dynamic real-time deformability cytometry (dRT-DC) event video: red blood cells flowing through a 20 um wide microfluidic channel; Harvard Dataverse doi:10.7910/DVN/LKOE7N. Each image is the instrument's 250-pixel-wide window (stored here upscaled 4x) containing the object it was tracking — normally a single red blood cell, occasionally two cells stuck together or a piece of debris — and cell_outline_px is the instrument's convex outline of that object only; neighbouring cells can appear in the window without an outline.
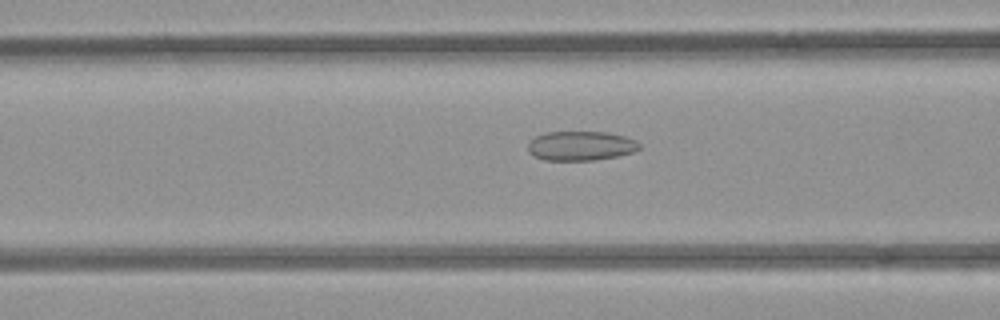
{"species": "common noctule bat (a hibernating species)", "species_latin": "Nyctalus noctula", "temperature_condition": "room temperature", "stored_images_in_passage": 41, "camera_frame_rate_fps": 3000, "um_per_image_px": 0.085, "animal": {"sex": "female", "body_mass_g": 21.9}, "frame": {"image": 1, "passage_image": 9, "time_ms": 2.667, "image_size_px": [1000, 320], "cell_outline_px": [[640, 148], [632, 152], [616, 156], [592, 160], [544, 160], [528, 152], [528, 140], [536, 136], [548, 132], [608, 132], [624, 136], [636, 140], [640, 144]], "centroid_in_image_um": [49.35, 12.39], "position_along_channel_um": 117.3, "area_um2": 19.02}}
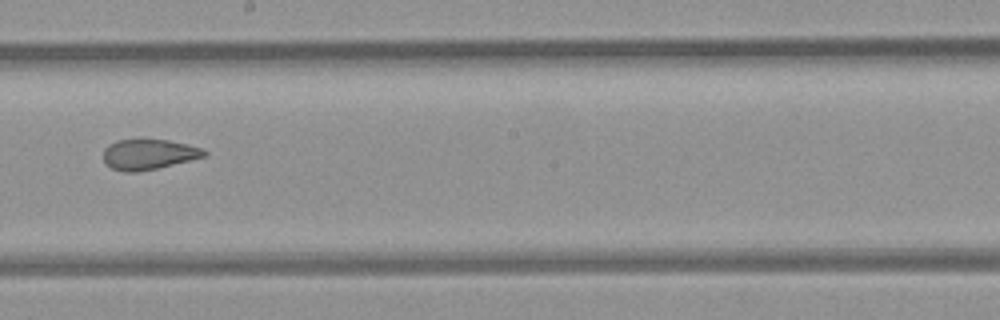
{"frame": {"image": 2, "passage_image": 18, "time_ms": 5.667, "image_size_px": [1000, 320], "cell_outline_px": [[208, 152], [204, 156], [156, 168], [136, 172], [124, 172], [112, 168], [104, 164], [104, 148], [108, 144], [116, 140], [140, 136], [168, 140], [200, 148]], "centroid_in_image_um": [12.53, 13.07], "position_along_channel_um": 235.7, "area_um2": 18.21}}
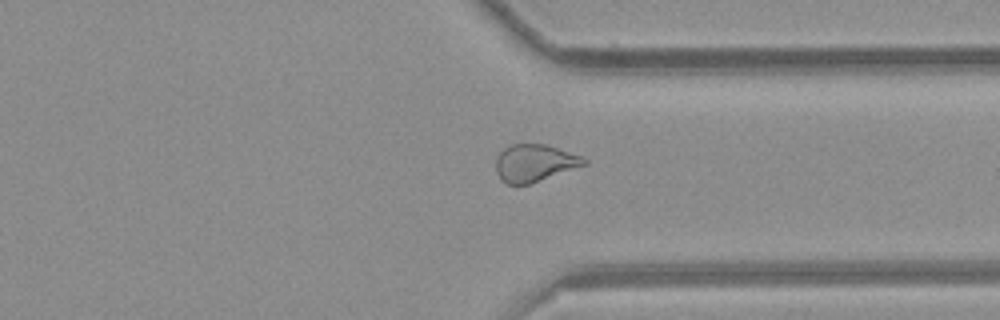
{"frame": {"image": 3, "passage_image": 28, "time_ms": 9.0, "image_size_px": [1000, 320], "cell_outline_px": [[588, 164], [532, 184], [508, 184], [500, 180], [496, 172], [496, 156], [508, 144], [544, 144], [584, 156], [588, 160]], "centroid_in_image_um": [45.45, 13.86], "position_along_channel_um": 365.9, "area_um2": 19.54}, "authors_computed_cell_mechanics": {"area_um2": 19.5364, "velocity_mm_per_s": 3.9339, "shape_relaxation_time_tau1_ms": null, "shape_relaxation_time_tau2_ms": 1.8791, "deformation_change_tau1": null, "deformation_change_tau2": 0.0807}}